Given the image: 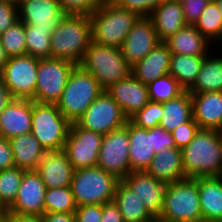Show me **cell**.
Segmentation results:
<instances>
[{
    "label": "cell",
    "instance_id": "cell-1",
    "mask_svg": "<svg viewBox=\"0 0 222 222\" xmlns=\"http://www.w3.org/2000/svg\"><path fill=\"white\" fill-rule=\"evenodd\" d=\"M181 152L186 178L222 176V139L219 130L199 128Z\"/></svg>",
    "mask_w": 222,
    "mask_h": 222
},
{
    "label": "cell",
    "instance_id": "cell-2",
    "mask_svg": "<svg viewBox=\"0 0 222 222\" xmlns=\"http://www.w3.org/2000/svg\"><path fill=\"white\" fill-rule=\"evenodd\" d=\"M51 58L79 66L92 42L90 16L66 14L51 34Z\"/></svg>",
    "mask_w": 222,
    "mask_h": 222
},
{
    "label": "cell",
    "instance_id": "cell-3",
    "mask_svg": "<svg viewBox=\"0 0 222 222\" xmlns=\"http://www.w3.org/2000/svg\"><path fill=\"white\" fill-rule=\"evenodd\" d=\"M139 18L136 13L119 7L113 1H104L90 16L92 41L103 46L121 48Z\"/></svg>",
    "mask_w": 222,
    "mask_h": 222
},
{
    "label": "cell",
    "instance_id": "cell-4",
    "mask_svg": "<svg viewBox=\"0 0 222 222\" xmlns=\"http://www.w3.org/2000/svg\"><path fill=\"white\" fill-rule=\"evenodd\" d=\"M79 66L92 74L104 90L131 74V66L126 62L121 48L103 46L93 41Z\"/></svg>",
    "mask_w": 222,
    "mask_h": 222
},
{
    "label": "cell",
    "instance_id": "cell-5",
    "mask_svg": "<svg viewBox=\"0 0 222 222\" xmlns=\"http://www.w3.org/2000/svg\"><path fill=\"white\" fill-rule=\"evenodd\" d=\"M103 91L92 74L76 66L56 105L62 115L70 123H74Z\"/></svg>",
    "mask_w": 222,
    "mask_h": 222
},
{
    "label": "cell",
    "instance_id": "cell-6",
    "mask_svg": "<svg viewBox=\"0 0 222 222\" xmlns=\"http://www.w3.org/2000/svg\"><path fill=\"white\" fill-rule=\"evenodd\" d=\"M120 181L115 175L95 166L75 170L70 188L77 206L103 205L114 201Z\"/></svg>",
    "mask_w": 222,
    "mask_h": 222
},
{
    "label": "cell",
    "instance_id": "cell-7",
    "mask_svg": "<svg viewBox=\"0 0 222 222\" xmlns=\"http://www.w3.org/2000/svg\"><path fill=\"white\" fill-rule=\"evenodd\" d=\"M160 217L172 222H200L202 220L198 177L166 185Z\"/></svg>",
    "mask_w": 222,
    "mask_h": 222
},
{
    "label": "cell",
    "instance_id": "cell-8",
    "mask_svg": "<svg viewBox=\"0 0 222 222\" xmlns=\"http://www.w3.org/2000/svg\"><path fill=\"white\" fill-rule=\"evenodd\" d=\"M71 123L62 115L56 103L32 100L31 133L45 151L63 150Z\"/></svg>",
    "mask_w": 222,
    "mask_h": 222
},
{
    "label": "cell",
    "instance_id": "cell-9",
    "mask_svg": "<svg viewBox=\"0 0 222 222\" xmlns=\"http://www.w3.org/2000/svg\"><path fill=\"white\" fill-rule=\"evenodd\" d=\"M76 66L72 62L63 59H38L34 101L56 103L60 99L69 76Z\"/></svg>",
    "mask_w": 222,
    "mask_h": 222
},
{
    "label": "cell",
    "instance_id": "cell-10",
    "mask_svg": "<svg viewBox=\"0 0 222 222\" xmlns=\"http://www.w3.org/2000/svg\"><path fill=\"white\" fill-rule=\"evenodd\" d=\"M38 58L31 55L9 57L0 72L4 82L14 99H30L34 101L37 84Z\"/></svg>",
    "mask_w": 222,
    "mask_h": 222
},
{
    "label": "cell",
    "instance_id": "cell-11",
    "mask_svg": "<svg viewBox=\"0 0 222 222\" xmlns=\"http://www.w3.org/2000/svg\"><path fill=\"white\" fill-rule=\"evenodd\" d=\"M127 121L119 104L104 90L76 123L84 129L106 135L125 126Z\"/></svg>",
    "mask_w": 222,
    "mask_h": 222
},
{
    "label": "cell",
    "instance_id": "cell-12",
    "mask_svg": "<svg viewBox=\"0 0 222 222\" xmlns=\"http://www.w3.org/2000/svg\"><path fill=\"white\" fill-rule=\"evenodd\" d=\"M97 166L121 181L131 172L126 126L103 135Z\"/></svg>",
    "mask_w": 222,
    "mask_h": 222
},
{
    "label": "cell",
    "instance_id": "cell-13",
    "mask_svg": "<svg viewBox=\"0 0 222 222\" xmlns=\"http://www.w3.org/2000/svg\"><path fill=\"white\" fill-rule=\"evenodd\" d=\"M103 135L71 123L64 151L74 170L97 166Z\"/></svg>",
    "mask_w": 222,
    "mask_h": 222
},
{
    "label": "cell",
    "instance_id": "cell-14",
    "mask_svg": "<svg viewBox=\"0 0 222 222\" xmlns=\"http://www.w3.org/2000/svg\"><path fill=\"white\" fill-rule=\"evenodd\" d=\"M46 189L36 170L24 171L14 203L7 210L18 214L42 216L45 213Z\"/></svg>",
    "mask_w": 222,
    "mask_h": 222
},
{
    "label": "cell",
    "instance_id": "cell-15",
    "mask_svg": "<svg viewBox=\"0 0 222 222\" xmlns=\"http://www.w3.org/2000/svg\"><path fill=\"white\" fill-rule=\"evenodd\" d=\"M160 42L152 20L149 17H140L127 34L121 49L126 62L132 67Z\"/></svg>",
    "mask_w": 222,
    "mask_h": 222
},
{
    "label": "cell",
    "instance_id": "cell-16",
    "mask_svg": "<svg viewBox=\"0 0 222 222\" xmlns=\"http://www.w3.org/2000/svg\"><path fill=\"white\" fill-rule=\"evenodd\" d=\"M122 181L143 202L152 216H160L167 184L146 171H132Z\"/></svg>",
    "mask_w": 222,
    "mask_h": 222
},
{
    "label": "cell",
    "instance_id": "cell-17",
    "mask_svg": "<svg viewBox=\"0 0 222 222\" xmlns=\"http://www.w3.org/2000/svg\"><path fill=\"white\" fill-rule=\"evenodd\" d=\"M19 20L25 25L36 28H56L66 15L59 0H20L18 4Z\"/></svg>",
    "mask_w": 222,
    "mask_h": 222
},
{
    "label": "cell",
    "instance_id": "cell-18",
    "mask_svg": "<svg viewBox=\"0 0 222 222\" xmlns=\"http://www.w3.org/2000/svg\"><path fill=\"white\" fill-rule=\"evenodd\" d=\"M106 92L119 104L128 119L149 102L147 85L132 74L111 85Z\"/></svg>",
    "mask_w": 222,
    "mask_h": 222
},
{
    "label": "cell",
    "instance_id": "cell-19",
    "mask_svg": "<svg viewBox=\"0 0 222 222\" xmlns=\"http://www.w3.org/2000/svg\"><path fill=\"white\" fill-rule=\"evenodd\" d=\"M36 171L46 188L70 186L74 168L64 150L46 151Z\"/></svg>",
    "mask_w": 222,
    "mask_h": 222
},
{
    "label": "cell",
    "instance_id": "cell-20",
    "mask_svg": "<svg viewBox=\"0 0 222 222\" xmlns=\"http://www.w3.org/2000/svg\"><path fill=\"white\" fill-rule=\"evenodd\" d=\"M32 100L13 99L0 114V136L8 140L31 133Z\"/></svg>",
    "mask_w": 222,
    "mask_h": 222
},
{
    "label": "cell",
    "instance_id": "cell-21",
    "mask_svg": "<svg viewBox=\"0 0 222 222\" xmlns=\"http://www.w3.org/2000/svg\"><path fill=\"white\" fill-rule=\"evenodd\" d=\"M193 119L200 129L222 131V91L191 93Z\"/></svg>",
    "mask_w": 222,
    "mask_h": 222
},
{
    "label": "cell",
    "instance_id": "cell-22",
    "mask_svg": "<svg viewBox=\"0 0 222 222\" xmlns=\"http://www.w3.org/2000/svg\"><path fill=\"white\" fill-rule=\"evenodd\" d=\"M164 43L172 54L179 55H209L213 50L218 49V46L203 36L194 25H186Z\"/></svg>",
    "mask_w": 222,
    "mask_h": 222
},
{
    "label": "cell",
    "instance_id": "cell-23",
    "mask_svg": "<svg viewBox=\"0 0 222 222\" xmlns=\"http://www.w3.org/2000/svg\"><path fill=\"white\" fill-rule=\"evenodd\" d=\"M129 135V160L132 171H146L156 152L153 149L152 130L140 128L129 120L126 125Z\"/></svg>",
    "mask_w": 222,
    "mask_h": 222
},
{
    "label": "cell",
    "instance_id": "cell-24",
    "mask_svg": "<svg viewBox=\"0 0 222 222\" xmlns=\"http://www.w3.org/2000/svg\"><path fill=\"white\" fill-rule=\"evenodd\" d=\"M172 53L160 42L148 55L131 67V74L144 84H149L169 73Z\"/></svg>",
    "mask_w": 222,
    "mask_h": 222
},
{
    "label": "cell",
    "instance_id": "cell-25",
    "mask_svg": "<svg viewBox=\"0 0 222 222\" xmlns=\"http://www.w3.org/2000/svg\"><path fill=\"white\" fill-rule=\"evenodd\" d=\"M149 18L161 42L187 25L179 0H164L151 12Z\"/></svg>",
    "mask_w": 222,
    "mask_h": 222
},
{
    "label": "cell",
    "instance_id": "cell-26",
    "mask_svg": "<svg viewBox=\"0 0 222 222\" xmlns=\"http://www.w3.org/2000/svg\"><path fill=\"white\" fill-rule=\"evenodd\" d=\"M146 172L165 184L187 179L182 165L181 149L165 148L156 153Z\"/></svg>",
    "mask_w": 222,
    "mask_h": 222
},
{
    "label": "cell",
    "instance_id": "cell-27",
    "mask_svg": "<svg viewBox=\"0 0 222 222\" xmlns=\"http://www.w3.org/2000/svg\"><path fill=\"white\" fill-rule=\"evenodd\" d=\"M14 166L25 171L36 170L46 151L32 134H22L9 139Z\"/></svg>",
    "mask_w": 222,
    "mask_h": 222
},
{
    "label": "cell",
    "instance_id": "cell-28",
    "mask_svg": "<svg viewBox=\"0 0 222 222\" xmlns=\"http://www.w3.org/2000/svg\"><path fill=\"white\" fill-rule=\"evenodd\" d=\"M202 219L222 220V176L198 177Z\"/></svg>",
    "mask_w": 222,
    "mask_h": 222
},
{
    "label": "cell",
    "instance_id": "cell-29",
    "mask_svg": "<svg viewBox=\"0 0 222 222\" xmlns=\"http://www.w3.org/2000/svg\"><path fill=\"white\" fill-rule=\"evenodd\" d=\"M218 48L220 54L213 50L205 56L194 84L188 89L190 93L222 91V50Z\"/></svg>",
    "mask_w": 222,
    "mask_h": 222
},
{
    "label": "cell",
    "instance_id": "cell-30",
    "mask_svg": "<svg viewBox=\"0 0 222 222\" xmlns=\"http://www.w3.org/2000/svg\"><path fill=\"white\" fill-rule=\"evenodd\" d=\"M192 118V96L188 90H185L176 98L163 103V116L159 125L172 132Z\"/></svg>",
    "mask_w": 222,
    "mask_h": 222
},
{
    "label": "cell",
    "instance_id": "cell-31",
    "mask_svg": "<svg viewBox=\"0 0 222 222\" xmlns=\"http://www.w3.org/2000/svg\"><path fill=\"white\" fill-rule=\"evenodd\" d=\"M114 202L119 207L124 222H148L152 217L143 202L123 181L117 185Z\"/></svg>",
    "mask_w": 222,
    "mask_h": 222
},
{
    "label": "cell",
    "instance_id": "cell-32",
    "mask_svg": "<svg viewBox=\"0 0 222 222\" xmlns=\"http://www.w3.org/2000/svg\"><path fill=\"white\" fill-rule=\"evenodd\" d=\"M205 56L206 55L190 56L172 54L169 74L172 75L185 90H188L194 84Z\"/></svg>",
    "mask_w": 222,
    "mask_h": 222
},
{
    "label": "cell",
    "instance_id": "cell-33",
    "mask_svg": "<svg viewBox=\"0 0 222 222\" xmlns=\"http://www.w3.org/2000/svg\"><path fill=\"white\" fill-rule=\"evenodd\" d=\"M195 28L214 45L222 47V17L214 0L209 1L195 23Z\"/></svg>",
    "mask_w": 222,
    "mask_h": 222
},
{
    "label": "cell",
    "instance_id": "cell-34",
    "mask_svg": "<svg viewBox=\"0 0 222 222\" xmlns=\"http://www.w3.org/2000/svg\"><path fill=\"white\" fill-rule=\"evenodd\" d=\"M55 28H36V25H25V42L27 55L38 59L51 58V34Z\"/></svg>",
    "mask_w": 222,
    "mask_h": 222
},
{
    "label": "cell",
    "instance_id": "cell-35",
    "mask_svg": "<svg viewBox=\"0 0 222 222\" xmlns=\"http://www.w3.org/2000/svg\"><path fill=\"white\" fill-rule=\"evenodd\" d=\"M44 202L45 213H75L77 209L70 186L47 188Z\"/></svg>",
    "mask_w": 222,
    "mask_h": 222
},
{
    "label": "cell",
    "instance_id": "cell-36",
    "mask_svg": "<svg viewBox=\"0 0 222 222\" xmlns=\"http://www.w3.org/2000/svg\"><path fill=\"white\" fill-rule=\"evenodd\" d=\"M149 101L164 103L182 94L185 89L169 73L147 84Z\"/></svg>",
    "mask_w": 222,
    "mask_h": 222
},
{
    "label": "cell",
    "instance_id": "cell-37",
    "mask_svg": "<svg viewBox=\"0 0 222 222\" xmlns=\"http://www.w3.org/2000/svg\"><path fill=\"white\" fill-rule=\"evenodd\" d=\"M24 171L17 167L0 170V208L7 210L14 203Z\"/></svg>",
    "mask_w": 222,
    "mask_h": 222
},
{
    "label": "cell",
    "instance_id": "cell-38",
    "mask_svg": "<svg viewBox=\"0 0 222 222\" xmlns=\"http://www.w3.org/2000/svg\"><path fill=\"white\" fill-rule=\"evenodd\" d=\"M25 24L18 20L0 35V42L9 57L27 55Z\"/></svg>",
    "mask_w": 222,
    "mask_h": 222
},
{
    "label": "cell",
    "instance_id": "cell-39",
    "mask_svg": "<svg viewBox=\"0 0 222 222\" xmlns=\"http://www.w3.org/2000/svg\"><path fill=\"white\" fill-rule=\"evenodd\" d=\"M163 116V103L149 101L128 120L137 127L150 129L160 124Z\"/></svg>",
    "mask_w": 222,
    "mask_h": 222
},
{
    "label": "cell",
    "instance_id": "cell-40",
    "mask_svg": "<svg viewBox=\"0 0 222 222\" xmlns=\"http://www.w3.org/2000/svg\"><path fill=\"white\" fill-rule=\"evenodd\" d=\"M62 11L71 15L91 16L103 3V0H59Z\"/></svg>",
    "mask_w": 222,
    "mask_h": 222
},
{
    "label": "cell",
    "instance_id": "cell-41",
    "mask_svg": "<svg viewBox=\"0 0 222 222\" xmlns=\"http://www.w3.org/2000/svg\"><path fill=\"white\" fill-rule=\"evenodd\" d=\"M164 0H113L119 7L136 13L140 17H149L151 12Z\"/></svg>",
    "mask_w": 222,
    "mask_h": 222
},
{
    "label": "cell",
    "instance_id": "cell-42",
    "mask_svg": "<svg viewBox=\"0 0 222 222\" xmlns=\"http://www.w3.org/2000/svg\"><path fill=\"white\" fill-rule=\"evenodd\" d=\"M199 127L196 121L192 118L190 121L183 123L171 132L175 140L176 148L182 149L187 146L193 139Z\"/></svg>",
    "mask_w": 222,
    "mask_h": 222
},
{
    "label": "cell",
    "instance_id": "cell-43",
    "mask_svg": "<svg viewBox=\"0 0 222 222\" xmlns=\"http://www.w3.org/2000/svg\"><path fill=\"white\" fill-rule=\"evenodd\" d=\"M18 20V4L0 0V35Z\"/></svg>",
    "mask_w": 222,
    "mask_h": 222
},
{
    "label": "cell",
    "instance_id": "cell-44",
    "mask_svg": "<svg viewBox=\"0 0 222 222\" xmlns=\"http://www.w3.org/2000/svg\"><path fill=\"white\" fill-rule=\"evenodd\" d=\"M187 25H195L210 0H179Z\"/></svg>",
    "mask_w": 222,
    "mask_h": 222
},
{
    "label": "cell",
    "instance_id": "cell-45",
    "mask_svg": "<svg viewBox=\"0 0 222 222\" xmlns=\"http://www.w3.org/2000/svg\"><path fill=\"white\" fill-rule=\"evenodd\" d=\"M150 129L152 130L153 149L156 153L161 152L165 148H176L171 132H168L160 125Z\"/></svg>",
    "mask_w": 222,
    "mask_h": 222
},
{
    "label": "cell",
    "instance_id": "cell-46",
    "mask_svg": "<svg viewBox=\"0 0 222 222\" xmlns=\"http://www.w3.org/2000/svg\"><path fill=\"white\" fill-rule=\"evenodd\" d=\"M103 205L90 204L77 206L75 222H101Z\"/></svg>",
    "mask_w": 222,
    "mask_h": 222
},
{
    "label": "cell",
    "instance_id": "cell-47",
    "mask_svg": "<svg viewBox=\"0 0 222 222\" xmlns=\"http://www.w3.org/2000/svg\"><path fill=\"white\" fill-rule=\"evenodd\" d=\"M13 167L15 166L11 143L7 138L0 136V170Z\"/></svg>",
    "mask_w": 222,
    "mask_h": 222
},
{
    "label": "cell",
    "instance_id": "cell-48",
    "mask_svg": "<svg viewBox=\"0 0 222 222\" xmlns=\"http://www.w3.org/2000/svg\"><path fill=\"white\" fill-rule=\"evenodd\" d=\"M101 222H124L119 207L114 201L103 204Z\"/></svg>",
    "mask_w": 222,
    "mask_h": 222
},
{
    "label": "cell",
    "instance_id": "cell-49",
    "mask_svg": "<svg viewBox=\"0 0 222 222\" xmlns=\"http://www.w3.org/2000/svg\"><path fill=\"white\" fill-rule=\"evenodd\" d=\"M43 222H75V213H44Z\"/></svg>",
    "mask_w": 222,
    "mask_h": 222
},
{
    "label": "cell",
    "instance_id": "cell-50",
    "mask_svg": "<svg viewBox=\"0 0 222 222\" xmlns=\"http://www.w3.org/2000/svg\"><path fill=\"white\" fill-rule=\"evenodd\" d=\"M6 222H43L41 216L18 214L7 210Z\"/></svg>",
    "mask_w": 222,
    "mask_h": 222
},
{
    "label": "cell",
    "instance_id": "cell-51",
    "mask_svg": "<svg viewBox=\"0 0 222 222\" xmlns=\"http://www.w3.org/2000/svg\"><path fill=\"white\" fill-rule=\"evenodd\" d=\"M11 93L5 86L4 82L0 79V114L4 108L13 100Z\"/></svg>",
    "mask_w": 222,
    "mask_h": 222
},
{
    "label": "cell",
    "instance_id": "cell-52",
    "mask_svg": "<svg viewBox=\"0 0 222 222\" xmlns=\"http://www.w3.org/2000/svg\"><path fill=\"white\" fill-rule=\"evenodd\" d=\"M9 56L6 54L5 49L2 47L0 42V72L5 67V64L8 62Z\"/></svg>",
    "mask_w": 222,
    "mask_h": 222
},
{
    "label": "cell",
    "instance_id": "cell-53",
    "mask_svg": "<svg viewBox=\"0 0 222 222\" xmlns=\"http://www.w3.org/2000/svg\"><path fill=\"white\" fill-rule=\"evenodd\" d=\"M148 222H172V221L166 220V219H164V218H162V217H160V216H152V217L148 220Z\"/></svg>",
    "mask_w": 222,
    "mask_h": 222
},
{
    "label": "cell",
    "instance_id": "cell-54",
    "mask_svg": "<svg viewBox=\"0 0 222 222\" xmlns=\"http://www.w3.org/2000/svg\"><path fill=\"white\" fill-rule=\"evenodd\" d=\"M7 210L0 208V222H6Z\"/></svg>",
    "mask_w": 222,
    "mask_h": 222
},
{
    "label": "cell",
    "instance_id": "cell-55",
    "mask_svg": "<svg viewBox=\"0 0 222 222\" xmlns=\"http://www.w3.org/2000/svg\"><path fill=\"white\" fill-rule=\"evenodd\" d=\"M218 6V9L220 11L221 17H222V0H214Z\"/></svg>",
    "mask_w": 222,
    "mask_h": 222
},
{
    "label": "cell",
    "instance_id": "cell-56",
    "mask_svg": "<svg viewBox=\"0 0 222 222\" xmlns=\"http://www.w3.org/2000/svg\"><path fill=\"white\" fill-rule=\"evenodd\" d=\"M200 222H222V220L202 219Z\"/></svg>",
    "mask_w": 222,
    "mask_h": 222
},
{
    "label": "cell",
    "instance_id": "cell-57",
    "mask_svg": "<svg viewBox=\"0 0 222 222\" xmlns=\"http://www.w3.org/2000/svg\"><path fill=\"white\" fill-rule=\"evenodd\" d=\"M3 1H9V2H13V3H15V4H19V1H20V0H3Z\"/></svg>",
    "mask_w": 222,
    "mask_h": 222
}]
</instances>
